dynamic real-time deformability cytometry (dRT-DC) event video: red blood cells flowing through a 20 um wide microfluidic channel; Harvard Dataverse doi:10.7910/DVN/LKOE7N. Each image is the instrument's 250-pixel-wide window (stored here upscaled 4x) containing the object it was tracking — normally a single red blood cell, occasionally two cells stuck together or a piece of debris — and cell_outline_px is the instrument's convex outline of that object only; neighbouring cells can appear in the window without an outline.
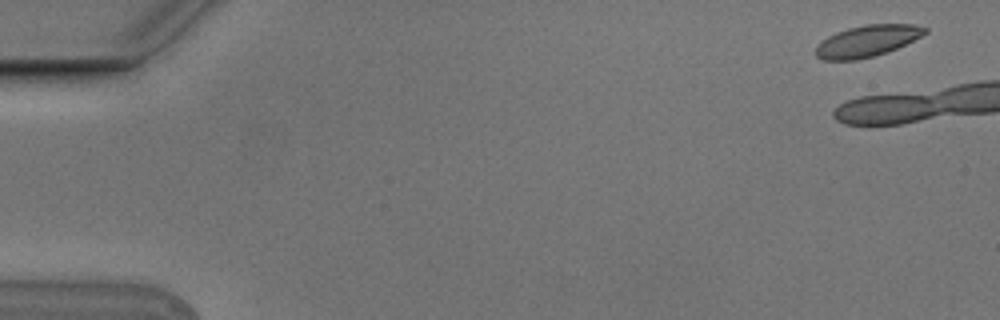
{"species": "Egyptian fruit bat (a non-hibernating species)", "species_latin": "Rousettus aegyptiacus", "temperature_condition": "cold", "stored_images_in_passage": 2, "camera_frame_rate_fps": 3000, "um_per_image_px": 0.085, "animal": {"sex": "male"}, "frame": {"image": 1, "passage_image": 2, "time_ms": 0.333, "image_size_px": [1000, 320], "cell_outline_px": [[928, 32], [888, 52], [856, 60], [824, 60], [816, 56], [816, 44], [828, 36], [836, 32], [848, 28], [864, 24], [912, 24], [928, 28]], "centroid_in_image_um": [73.68, 3.48], "position_along_channel_um": 11.3, "area_um2": 19.94}}